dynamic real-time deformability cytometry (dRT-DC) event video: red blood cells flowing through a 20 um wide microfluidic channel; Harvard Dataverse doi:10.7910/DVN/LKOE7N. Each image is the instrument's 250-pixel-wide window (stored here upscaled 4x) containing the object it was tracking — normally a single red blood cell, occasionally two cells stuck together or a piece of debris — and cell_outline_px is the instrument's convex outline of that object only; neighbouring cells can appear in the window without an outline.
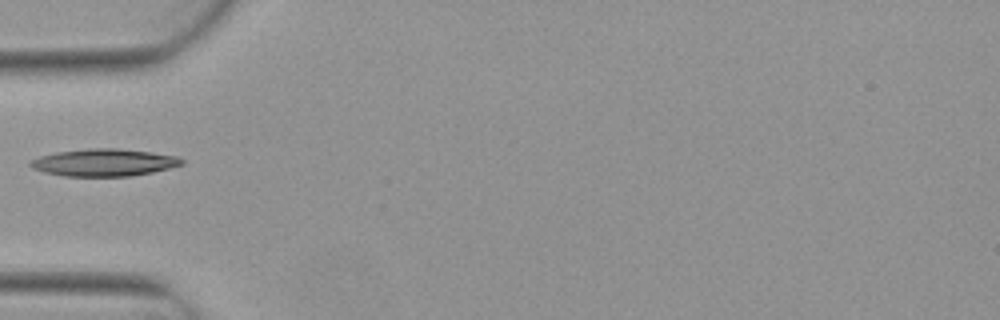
{"species": "Egyptian fruit bat (a non-hibernating species)", "species_latin": "Rousettus aegyptiacus", "temperature_condition": "warm", "stored_images_in_passage": 2, "camera_frame_rate_fps": 3000, "um_per_image_px": 0.085, "animal": {"sex": "female"}, "frame": {"image": 1, "passage_image": 1, "time_ms": 0.0, "image_size_px": [1000, 320], "cell_outline_px": [[184, 164], [152, 172], [132, 176], [64, 176], [44, 172], [32, 168], [28, 164], [28, 160], [40, 156], [56, 152], [88, 148], [116, 148], [152, 152], [176, 156], [184, 160]], "centroid_in_image_um": [8.81, 13.81], "position_along_channel_um": 76.2, "area_um2": 24.16}}
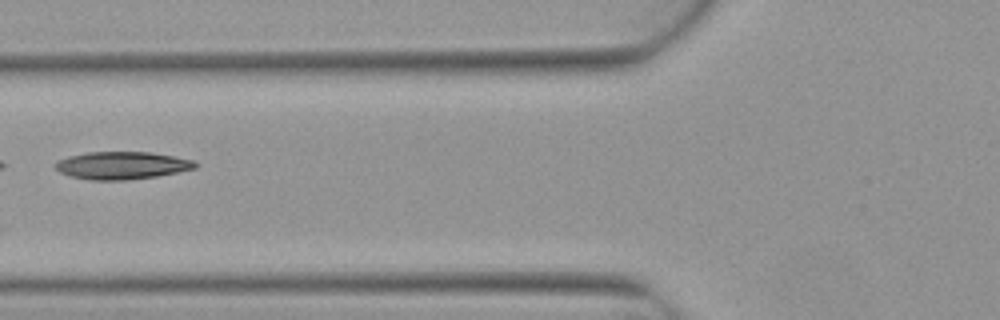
{"frame": {"image": 2, "passage_image": 2, "time_ms": 0.333, "image_size_px": [1000, 320], "cell_outline_px": [[196, 168], [156, 176], [128, 180], [92, 180], [72, 176], [60, 172], [56, 168], [56, 160], [68, 156], [88, 152], [152, 152], [196, 160]], "centroid_in_image_um": [10.37, 14.05], "position_along_channel_um": 115.4, "area_um2": 22.43}}